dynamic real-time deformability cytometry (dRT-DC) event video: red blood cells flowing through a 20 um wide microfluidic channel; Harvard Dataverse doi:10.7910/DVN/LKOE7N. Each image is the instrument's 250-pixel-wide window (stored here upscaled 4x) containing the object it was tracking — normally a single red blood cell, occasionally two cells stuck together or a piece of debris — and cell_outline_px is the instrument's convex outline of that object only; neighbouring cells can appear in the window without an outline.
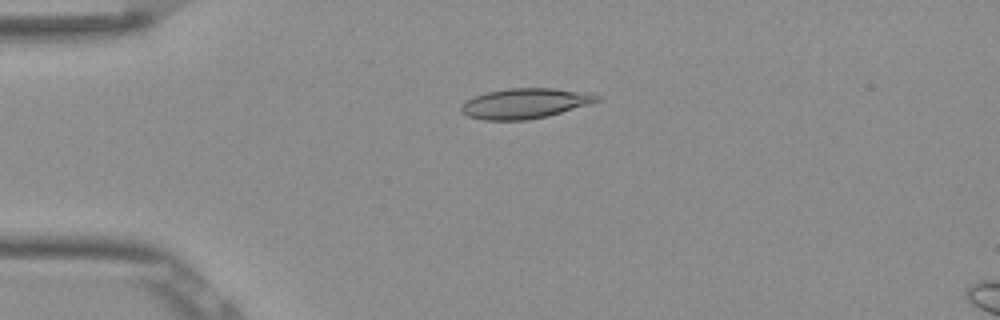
{"species": "Egyptian fruit bat (a non-hibernating species)", "species_latin": "Rousettus aegyptiacus", "temperature_condition": "room temperature", "stored_images_in_passage": 53, "camera_frame_rate_fps": 3000, "um_per_image_px": 0.085, "frame": {"image": 1, "passage_image": 13, "time_ms": 4.0, "image_size_px": [1000, 320], "cell_outline_px": [[600, 100], [588, 104], [548, 116], [528, 120], [484, 120], [468, 116], [460, 112], [460, 108], [468, 100], [476, 96], [488, 92], [508, 88], [552, 88], [600, 96]], "centroid_in_image_um": [44.57, 8.8], "position_along_channel_um": 40.4, "area_um2": 23.35}}
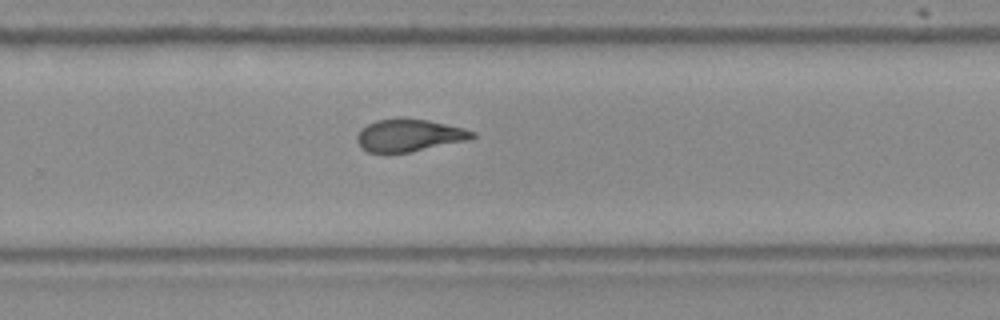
{"frame": {"image": 2, "passage_image": 35, "time_ms": 11.333, "image_size_px": [1000, 320], "cell_outline_px": [[476, 136], [468, 140], [408, 152], [368, 152], [360, 148], [356, 140], [356, 136], [360, 128], [376, 120], [428, 120], [476, 132]], "centroid_in_image_um": [34.73, 11.53], "position_along_channel_um": 295.1, "area_um2": 21.1}}
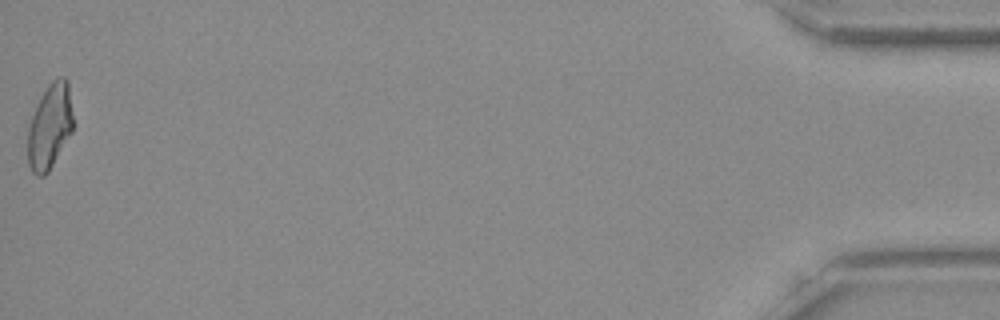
{"frame": {"image": 3, "passage_image": 53, "time_ms": 17.333, "image_size_px": [1000, 320], "cell_outline_px": [[72, 132], [48, 172], [44, 176], [36, 176], [32, 172], [28, 164], [28, 128], [36, 104], [40, 96], [48, 84], [52, 80], [60, 76], [64, 76], [68, 80], [72, 116]], "centroid_in_image_um": [4.22, 10.73], "position_along_channel_um": 431.0, "area_um2": 22.48}, "authors_computed_cell_mechanics": {"area_um2": 22.4264, "velocity_mm_per_s": 3.866, "shape_relaxation_time_tau1_ms": 8.8918, "shape_relaxation_time_tau2_ms": 1.7933, "deformation_change_tau1": 0.2167, "deformation_change_tau2": 0.0954}}